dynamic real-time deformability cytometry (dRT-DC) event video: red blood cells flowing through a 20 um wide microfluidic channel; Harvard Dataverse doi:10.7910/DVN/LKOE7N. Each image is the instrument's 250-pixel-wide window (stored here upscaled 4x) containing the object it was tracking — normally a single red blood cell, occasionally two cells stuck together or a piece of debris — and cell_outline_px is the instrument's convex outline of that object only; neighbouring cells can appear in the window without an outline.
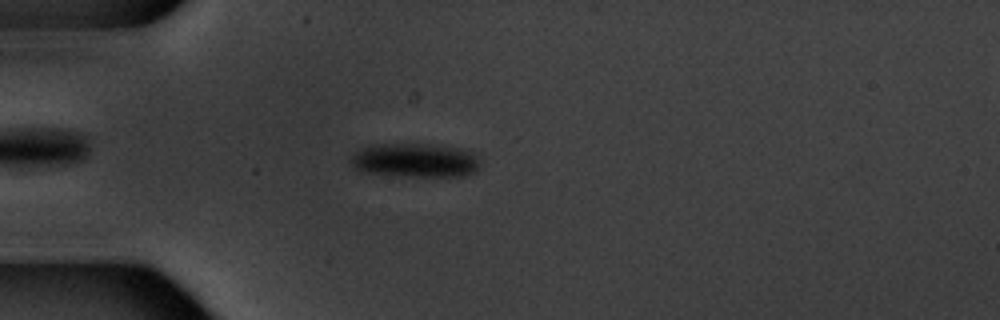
{"species": "common noctule bat (a hibernating species)", "species_latin": "Nyctalus noctula", "temperature_condition": "warm", "stored_images_in_passage": 6, "camera_frame_rate_fps": 3000, "um_per_image_px": 0.085, "animal": {"sex": "male", "body_mass_g": 20.1, "forearm_length_mm": 53.5}, "frame": {"image": 1, "passage_image": 3, "time_ms": 2.333, "image_size_px": [1000, 320], "cell_outline_px": [[480, 164], [476, 172], [464, 176], [416, 176], [364, 172], [356, 168], [348, 160], [352, 152], [372, 144], [428, 144], [460, 148], [472, 152], [480, 160]], "centroid_in_image_um": [35.29, 13.61], "position_along_channel_um": 49.7, "area_um2": 25.72}}